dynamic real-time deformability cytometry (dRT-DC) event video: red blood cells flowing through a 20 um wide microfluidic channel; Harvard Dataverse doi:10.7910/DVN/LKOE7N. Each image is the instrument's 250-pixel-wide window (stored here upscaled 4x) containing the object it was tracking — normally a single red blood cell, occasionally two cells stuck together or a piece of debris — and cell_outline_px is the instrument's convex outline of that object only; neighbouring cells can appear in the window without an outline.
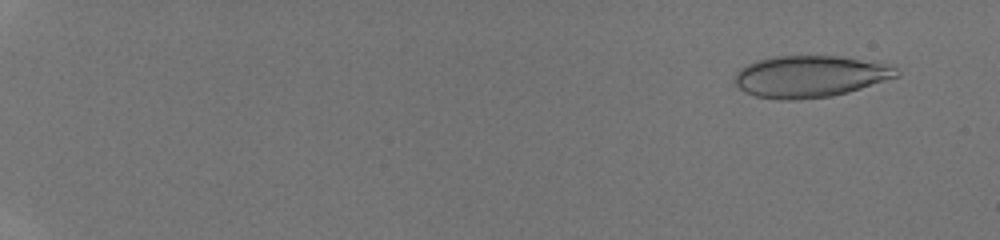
{"species": "human", "species_latin": "Homo sapiens", "temperature_condition": "room temperature", "stored_images_in_passage": 47, "camera_frame_rate_fps": 3000, "um_per_image_px": 0.085, "donor": {"sex": "male"}, "frame": {"image": 1, "passage_image": 4, "time_ms": 1.0, "image_size_px": [1000, 240], "cell_outline_px": [[900, 76], [848, 92], [832, 96], [796, 100], [784, 100], [756, 96], [744, 92], [732, 80], [736, 72], [740, 68], [756, 60], [772, 56], [840, 56], [888, 64], [896, 68], [900, 72]], "centroid_in_image_um": [68.84, 6.49], "position_along_channel_um": 16.2, "area_um2": 39.54}}
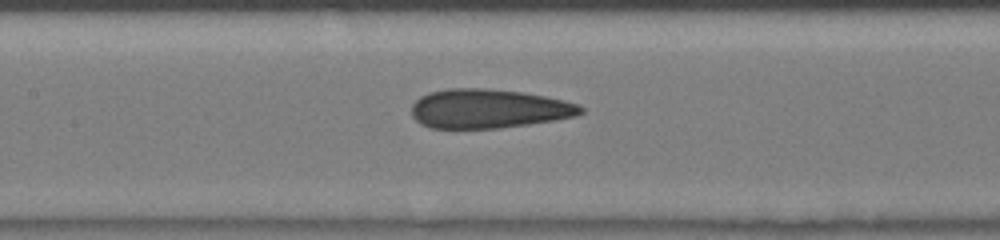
{"frame": {"image": 2, "passage_image": 26, "time_ms": 8.333, "image_size_px": [1000, 240], "cell_outline_px": [[584, 112], [576, 116], [556, 120], [500, 128], [432, 128], [420, 124], [412, 116], [412, 104], [420, 96], [428, 92], [448, 88], [484, 88], [524, 92], [564, 100], [580, 104], [584, 108]], "centroid_in_image_um": [41.54, 9.23], "position_along_channel_um": 165.9, "area_um2": 38.84}}
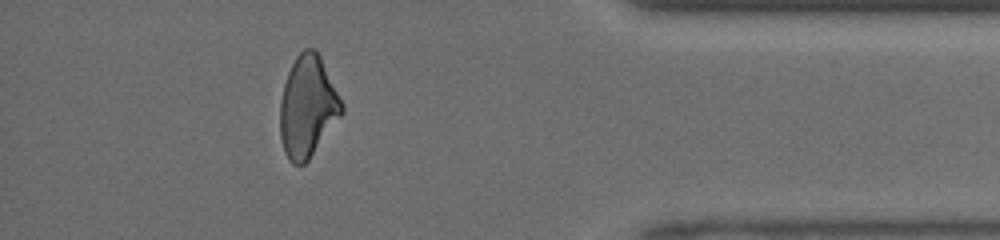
{"frame": {"image": 3, "passage_image": 43, "time_ms": 14.0, "image_size_px": [1000, 240], "cell_outline_px": [[344, 112], [308, 160], [304, 164], [292, 164], [288, 160], [284, 152], [280, 136], [280, 100], [284, 84], [288, 72], [296, 56], [304, 48], [316, 48], [344, 104]], "centroid_in_image_um": [26.15, 9.06], "position_along_channel_um": 409.1, "area_um2": 36.47}}